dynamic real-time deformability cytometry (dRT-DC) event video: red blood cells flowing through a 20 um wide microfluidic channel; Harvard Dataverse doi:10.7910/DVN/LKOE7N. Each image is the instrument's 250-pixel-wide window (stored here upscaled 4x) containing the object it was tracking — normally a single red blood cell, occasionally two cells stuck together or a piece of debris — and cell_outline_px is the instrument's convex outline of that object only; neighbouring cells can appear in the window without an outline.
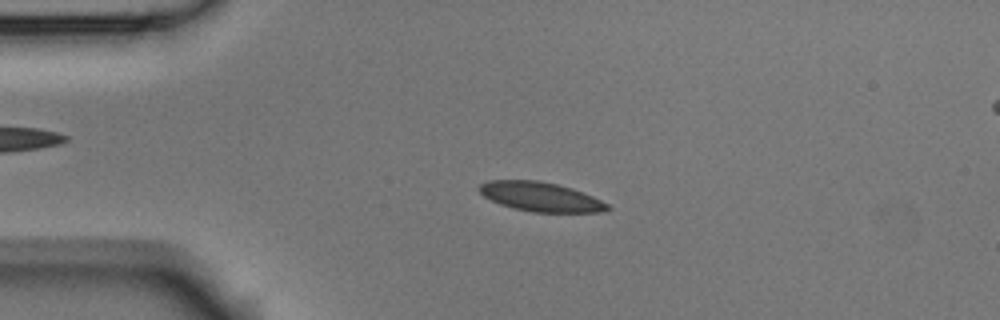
{"species": "Egyptian fruit bat (a non-hibernating species)", "species_latin": "Rousettus aegyptiacus", "temperature_condition": "room temperature", "stored_images_in_passage": 53, "camera_frame_rate_fps": 3000, "um_per_image_px": 0.085, "animal": {"sex": "male"}, "frame": {"image": 1, "passage_image": 12, "time_ms": 3.667, "image_size_px": [1000, 320], "cell_outline_px": [[612, 208], [604, 212], [532, 212], [512, 208], [500, 204], [484, 196], [480, 192], [480, 184], [488, 180], [536, 180], [556, 184], [572, 188], [592, 196], [608, 204]], "centroid_in_image_um": [45.96, 16.73], "position_along_channel_um": 39.0, "area_um2": 21.79}}
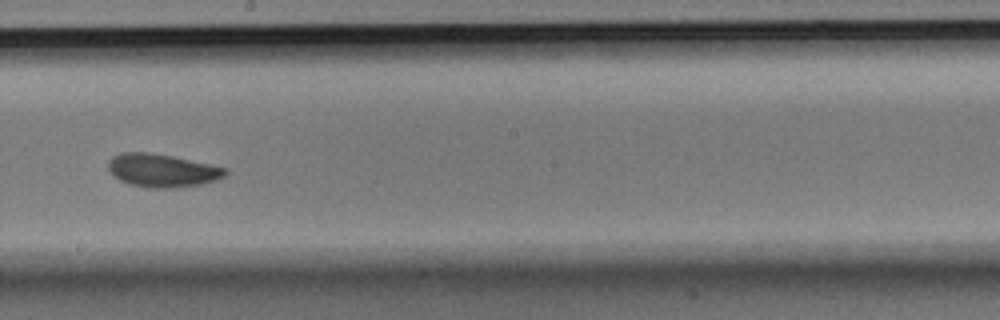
{"frame": {"image": 2, "passage_image": 30, "time_ms": 9.667, "image_size_px": [1000, 320], "cell_outline_px": [[228, 172], [224, 176], [216, 180], [200, 184], [176, 188], [148, 188], [128, 184], [112, 176], [108, 168], [108, 160], [112, 156], [120, 152], [148, 152], [172, 156], [228, 168]], "centroid_in_image_um": [13.75, 14.49], "position_along_channel_um": 234.5, "area_um2": 22.83}}
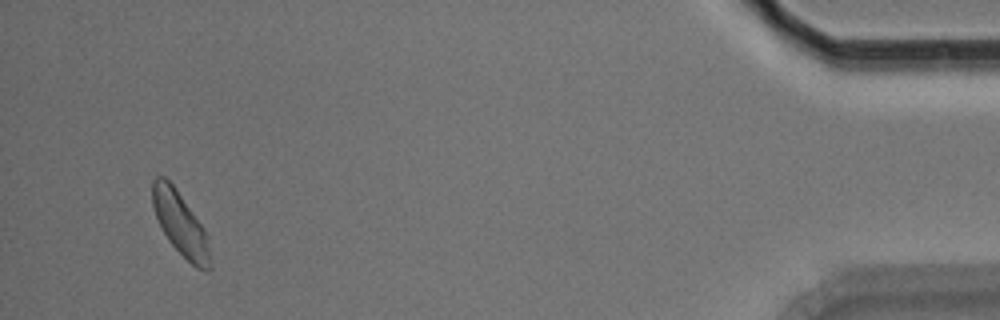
{"frame": {"image": 3, "passage_image": 51, "time_ms": 16.667, "image_size_px": [1000, 320], "cell_outline_px": [[212, 268], [196, 268], [168, 240], [156, 216], [152, 204], [152, 180], [156, 176], [164, 176], [172, 184], [204, 228], [208, 236], [212, 264]], "centroid_in_image_um": [15.34, 19.02], "position_along_channel_um": 419.9, "area_um2": 20.92}, "authors_computed_cell_mechanics": {"area_um2": 21.7328, "velocity_mm_per_s": 3.7332, "shape_relaxation_time_tau1_ms": 2.8463, "shape_relaxation_time_tau2_ms": null, "deformation_change_tau1": 0.0804, "deformation_change_tau2": null}}